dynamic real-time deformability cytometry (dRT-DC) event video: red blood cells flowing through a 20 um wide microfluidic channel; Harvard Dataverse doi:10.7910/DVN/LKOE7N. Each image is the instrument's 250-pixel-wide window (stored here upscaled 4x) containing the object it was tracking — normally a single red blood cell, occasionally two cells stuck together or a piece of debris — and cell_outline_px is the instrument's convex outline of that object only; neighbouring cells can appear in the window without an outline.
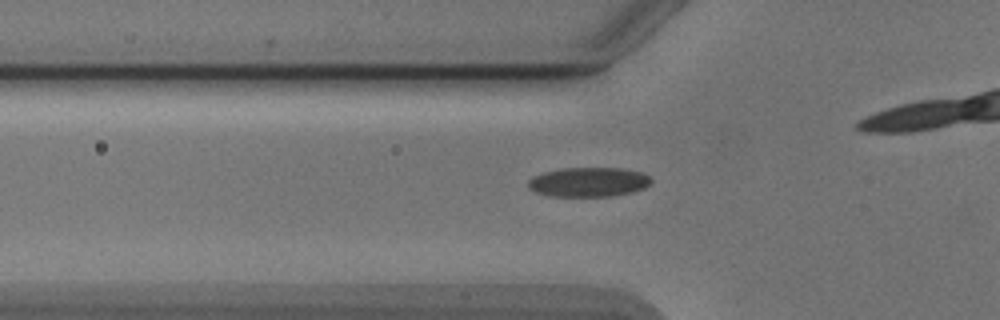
{"species": "Egyptian fruit bat (a non-hibernating species)", "species_latin": "Rousettus aegyptiacus", "temperature_condition": "cold", "stored_images_in_passage": 40, "camera_frame_rate_fps": 3000, "um_per_image_px": 0.085, "animal": {"sex": "male"}, "frame": {"image": 1, "passage_image": 14, "time_ms": 4.333, "image_size_px": [1000, 320], "cell_outline_px": [[652, 184], [644, 188], [632, 192], [612, 196], [548, 196], [536, 192], [528, 188], [528, 180], [532, 176], [544, 172], [560, 168], [620, 168], [640, 172], [648, 176], [652, 180]], "centroid_in_image_um": [50.01, 15.47], "position_along_channel_um": 75.8, "area_um2": 21.21}}
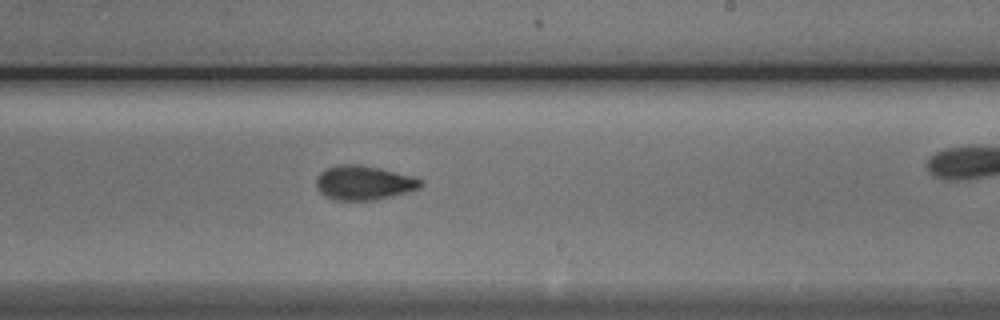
{"frame": {"image": 2, "passage_image": 28, "time_ms": 9.0, "image_size_px": [1000, 320], "cell_outline_px": [[424, 184], [420, 188], [408, 192], [392, 196], [372, 200], [336, 200], [324, 196], [316, 188], [316, 176], [324, 168], [340, 164], [360, 164], [380, 168], [416, 176], [424, 180]], "centroid_in_image_um": [30.94, 15.52], "position_along_channel_um": 258.1, "area_um2": 21.33}}
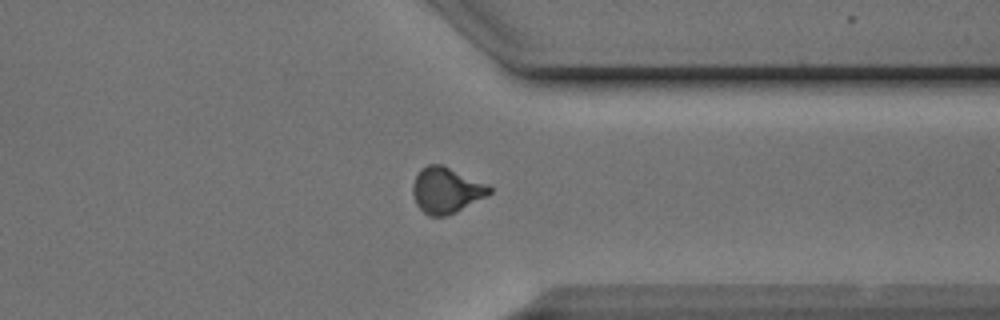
{"frame": {"image": 3, "passage_image": 37, "time_ms": 12.0, "image_size_px": [1000, 320], "cell_outline_px": [[492, 192], [488, 196], [456, 212], [444, 216], [428, 216], [416, 204], [412, 192], [412, 184], [420, 168], [428, 164], [440, 164], [488, 184], [492, 188]], "centroid_in_image_um": [37.93, 16.17], "position_along_channel_um": 373.5, "area_um2": 20.52}}